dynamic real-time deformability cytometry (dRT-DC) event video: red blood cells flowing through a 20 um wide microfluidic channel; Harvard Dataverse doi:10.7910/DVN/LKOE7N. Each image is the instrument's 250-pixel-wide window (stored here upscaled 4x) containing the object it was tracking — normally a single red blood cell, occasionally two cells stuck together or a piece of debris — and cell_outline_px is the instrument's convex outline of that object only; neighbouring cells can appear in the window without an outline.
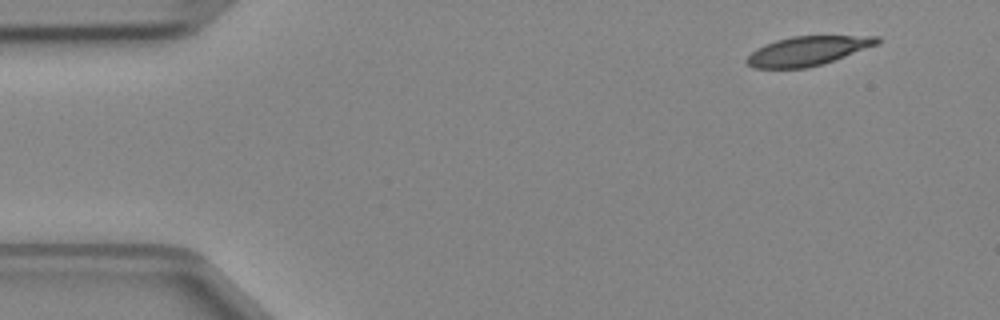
{"species": "Egyptian fruit bat (a non-hibernating species)", "species_latin": "Rousettus aegyptiacus", "temperature_condition": "cold", "stored_images_in_passage": 4, "camera_frame_rate_fps": 3000, "um_per_image_px": 0.085, "animal": {"sex": "female"}, "frame": {"image": 1, "passage_image": 1, "time_ms": 0.0, "image_size_px": [1000, 320], "cell_outline_px": [[880, 40], [876, 44], [844, 56], [808, 68], [752, 68], [744, 60], [756, 48], [764, 44], [776, 40], [792, 36], [880, 36]], "centroid_in_image_um": [68.57, 4.32], "position_along_channel_um": 16.4, "area_um2": 21.85}}
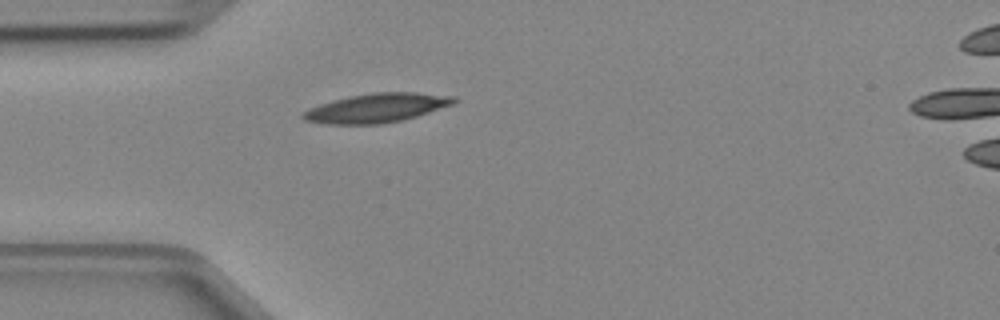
{"frame": {"image": 2, "passage_image": 3, "time_ms": 0.667, "image_size_px": [1000, 320], "cell_outline_px": [[460, 100], [456, 104], [416, 116], [400, 120], [380, 124], [324, 124], [304, 120], [300, 116], [300, 112], [308, 108], [332, 100], [348, 96], [372, 92], [416, 92], [456, 96]], "centroid_in_image_um": [32.02, 9.16], "position_along_channel_um": 53.0, "area_um2": 25.95}}